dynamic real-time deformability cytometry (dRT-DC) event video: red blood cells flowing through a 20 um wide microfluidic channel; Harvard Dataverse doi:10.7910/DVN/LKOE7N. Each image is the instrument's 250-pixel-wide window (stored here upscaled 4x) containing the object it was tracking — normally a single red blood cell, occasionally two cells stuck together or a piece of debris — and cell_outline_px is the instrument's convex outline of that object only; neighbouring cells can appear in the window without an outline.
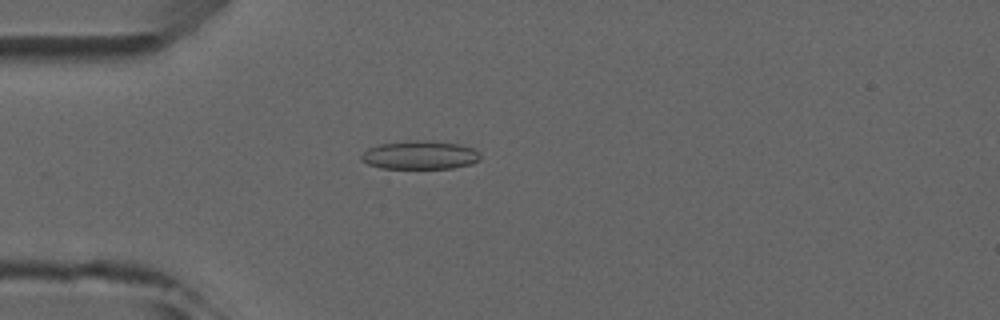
{"species": "common noctule bat (a hibernating species)", "species_latin": "Nyctalus noctula", "temperature_condition": "room temperature", "stored_images_in_passage": 3, "camera_frame_rate_fps": 3000, "um_per_image_px": 0.085, "animal": {"sex": "male", "forearm_length_mm": 52.5}, "frame": {"image": 1, "passage_image": 3, "time_ms": 3.0, "image_size_px": [1000, 320], "cell_outline_px": [[480, 160], [472, 164], [452, 168], [380, 168], [368, 164], [360, 160], [360, 156], [368, 148], [380, 144], [412, 140], [428, 140], [460, 144], [476, 148], [480, 152]], "centroid_in_image_um": [35.73, 13.17], "position_along_channel_um": 49.3, "area_um2": 20.0}}